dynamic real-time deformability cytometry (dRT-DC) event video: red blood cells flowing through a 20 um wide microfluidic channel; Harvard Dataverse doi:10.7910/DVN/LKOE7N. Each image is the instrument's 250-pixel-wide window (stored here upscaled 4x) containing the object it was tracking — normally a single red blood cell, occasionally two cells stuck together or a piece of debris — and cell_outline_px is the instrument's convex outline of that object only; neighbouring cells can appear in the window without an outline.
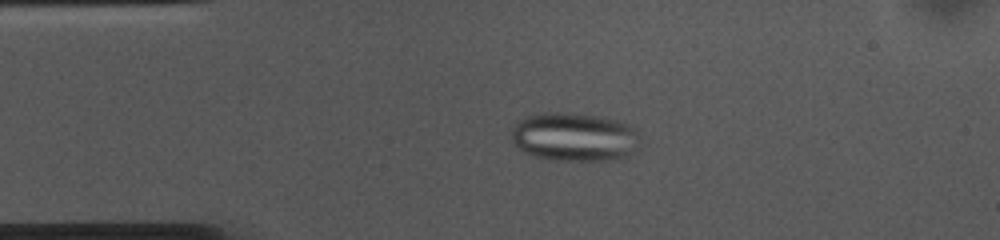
{"species": "common noctule bat (a hibernating species)", "species_latin": "Nyctalus noctula", "temperature_condition": "cold", "stored_images_in_passage": 54, "camera_frame_rate_fps": 3000, "um_per_image_px": 0.085, "animal": {"sex": "female", "body_mass_g": 10.0, "forearm_length_mm": 53.1}, "frame": {"image": 1, "passage_image": 11, "time_ms": 3.333, "image_size_px": [1000, 240], "cell_outline_px": [[648, 140], [644, 144], [628, 156], [616, 160], [548, 160], [524, 152], [516, 148], [512, 140], [512, 128], [516, 120], [540, 112], [560, 112], [596, 116], [620, 120], [636, 128]], "centroid_in_image_um": [48.92, 11.64], "position_along_channel_um": 36.1, "area_um2": 37.69}}
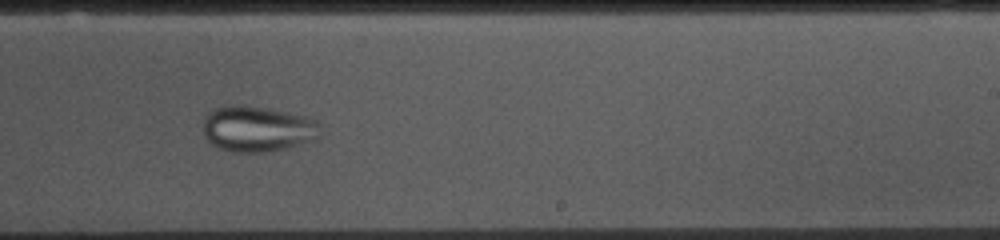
{"frame": {"image": 2, "passage_image": 32, "time_ms": 10.333, "image_size_px": [1000, 240], "cell_outline_px": [[320, 124], [316, 140], [268, 152], [232, 152], [220, 148], [212, 144], [208, 140], [204, 132], [204, 116], [208, 112], [216, 108], [232, 104], [244, 104], [308, 116], [316, 120]], "centroid_in_image_um": [21.88, 10.94], "position_along_channel_um": 267.1, "area_um2": 31.33}}
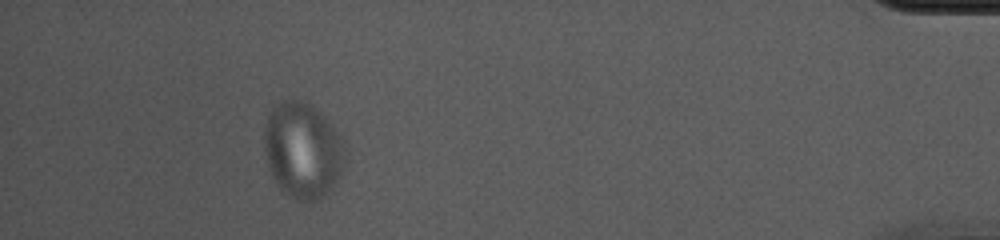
{"frame": {"image": 3, "passage_image": 49, "time_ms": 16.0, "image_size_px": [1000, 240], "cell_outline_px": [[344, 164], [340, 176], [332, 188], [324, 196], [316, 200], [300, 200], [284, 192], [276, 184], [268, 168], [264, 148], [264, 128], [268, 116], [272, 108], [280, 100], [304, 100], [320, 112], [332, 124], [344, 140]], "centroid_in_image_um": [25.73, 12.75], "position_along_channel_um": 409.5, "area_um2": 45.32}}